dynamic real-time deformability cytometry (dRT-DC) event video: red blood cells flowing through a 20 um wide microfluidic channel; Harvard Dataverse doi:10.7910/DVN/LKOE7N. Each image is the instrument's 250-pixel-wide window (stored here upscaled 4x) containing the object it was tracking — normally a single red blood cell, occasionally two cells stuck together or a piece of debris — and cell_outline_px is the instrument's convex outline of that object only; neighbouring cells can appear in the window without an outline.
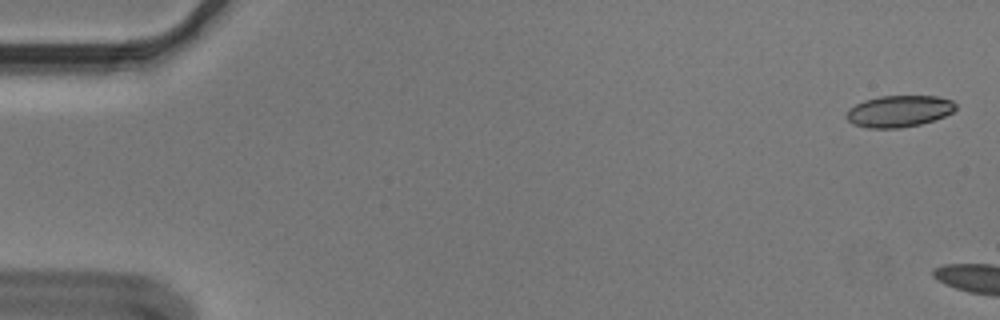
{"species": "Egyptian fruit bat (a non-hibernating species)", "species_latin": "Rousettus aegyptiacus", "temperature_condition": "cold", "stored_images_in_passage": 6, "camera_frame_rate_fps": 3000, "um_per_image_px": 0.085, "animal": {"sex": "male"}, "frame": {"image": 1, "passage_image": 2, "time_ms": 0.333, "image_size_px": [1000, 320], "cell_outline_px": [[956, 108], [952, 112], [944, 116], [920, 124], [900, 128], [868, 128], [852, 124], [844, 116], [848, 108], [864, 100], [880, 96], [936, 96], [952, 100], [956, 104]], "centroid_in_image_um": [76.37, 9.45], "position_along_channel_um": 8.6, "area_um2": 20.17}}